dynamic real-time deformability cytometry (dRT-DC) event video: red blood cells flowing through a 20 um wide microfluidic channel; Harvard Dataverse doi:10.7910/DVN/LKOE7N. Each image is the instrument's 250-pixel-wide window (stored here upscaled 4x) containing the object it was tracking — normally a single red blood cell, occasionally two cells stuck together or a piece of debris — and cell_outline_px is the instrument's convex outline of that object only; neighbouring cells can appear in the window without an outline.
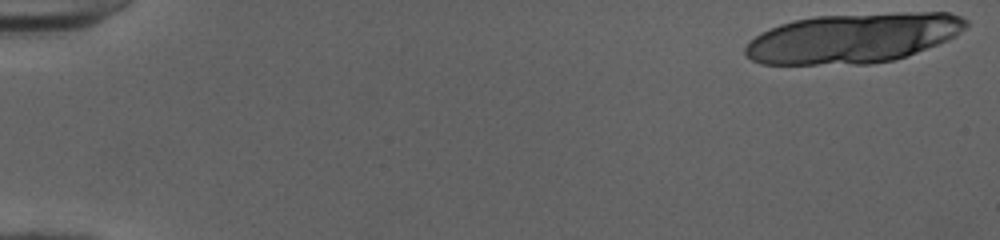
{"species": "human", "species_latin": "Homo sapiens", "temperature_condition": "cold", "stored_images_in_passage": 19, "camera_frame_rate_fps": 3000, "um_per_image_px": 0.085, "donor": {"sex": "female"}, "frame": {"image": 1, "passage_image": 1, "time_ms": 0.0, "image_size_px": [1000, 240], "cell_outline_px": [[968, 24], [956, 36], [948, 40], [916, 52], [892, 60], [872, 64], [760, 64], [752, 60], [744, 52], [744, 48], [760, 32], [780, 24], [792, 20], [816, 16], [900, 12], [948, 12], [960, 16], [968, 20]], "centroid_in_image_um": [72.52, 3.23], "position_along_channel_um": 12.5, "area_um2": 64.1}}